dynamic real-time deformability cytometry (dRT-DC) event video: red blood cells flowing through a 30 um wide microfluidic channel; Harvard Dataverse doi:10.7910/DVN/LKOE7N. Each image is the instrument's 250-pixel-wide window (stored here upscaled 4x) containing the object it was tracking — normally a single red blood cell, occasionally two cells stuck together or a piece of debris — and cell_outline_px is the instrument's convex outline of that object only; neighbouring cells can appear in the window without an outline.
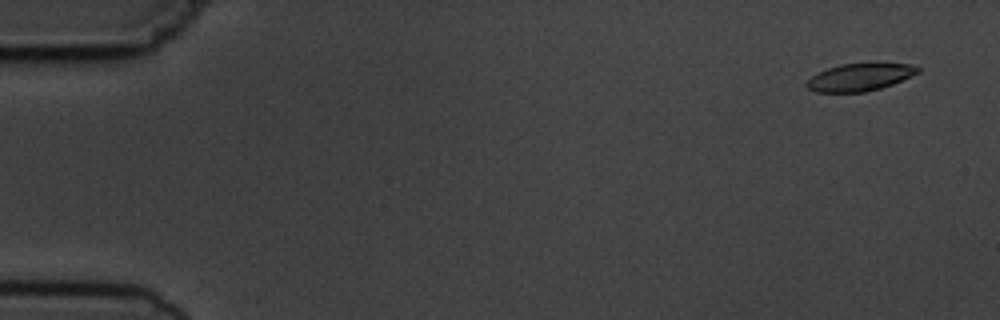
{"species": "common noctule bat (a hibernating species)", "species_latin": "Nyctalus noctula", "temperature_condition": "cold", "stored_images_in_passage": 8, "camera_frame_rate_fps": 3000, "um_per_image_px": 0.085, "animal": {"sex": "male", "body_mass_g": 19.5, "forearm_length_mm": 54.6}, "frame": {"image": 1, "passage_image": 1, "time_ms": 0.0, "image_size_px": [1000, 320], "cell_outline_px": [[920, 72], [892, 84], [880, 88], [864, 92], [816, 92], [808, 88], [804, 84], [812, 76], [828, 68], [840, 64], [876, 60], [880, 60], [908, 64], [920, 68]], "centroid_in_image_um": [73.13, 6.5], "position_along_channel_um": 11.9, "area_um2": 18.44}}
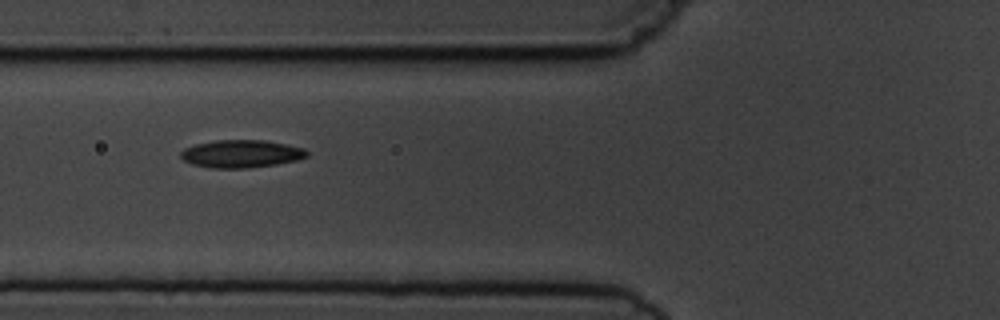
{"frame": {"image": 2, "passage_image": 6, "time_ms": 6.0, "image_size_px": [1000, 320], "cell_outline_px": [[308, 156], [296, 160], [276, 164], [248, 168], [212, 168], [192, 164], [184, 160], [180, 156], [180, 152], [184, 148], [196, 144], [216, 140], [264, 140], [288, 144], [304, 148], [308, 152]], "centroid_in_image_um": [20.51, 13.07], "position_along_channel_um": 105.3, "area_um2": 20.4}}
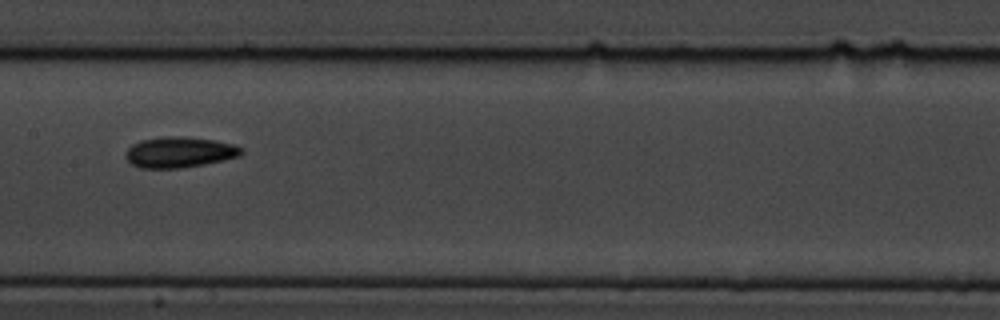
{"frame": {"image": 3, "passage_image": 8, "time_ms": 8.333, "image_size_px": [1000, 320], "cell_outline_px": [[244, 152], [240, 156], [224, 160], [204, 164], [180, 168], [140, 168], [132, 164], [124, 156], [124, 152], [132, 144], [140, 140], [164, 136], [184, 136], [216, 140], [236, 144], [244, 148]], "centroid_in_image_um": [15.28, 12.92], "position_along_channel_um": 192.1, "area_um2": 21.1}}